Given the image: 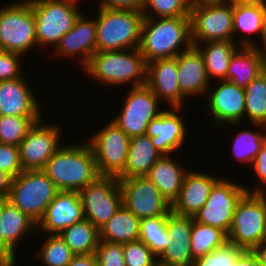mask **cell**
Masks as SVG:
<instances>
[{
    "mask_svg": "<svg viewBox=\"0 0 266 266\" xmlns=\"http://www.w3.org/2000/svg\"><path fill=\"white\" fill-rule=\"evenodd\" d=\"M182 109L170 107L152 119L147 126L146 135L151 137L155 148L162 155L174 154L186 142L188 128L183 122L184 118L180 115Z\"/></svg>",
    "mask_w": 266,
    "mask_h": 266,
    "instance_id": "cell-17",
    "label": "cell"
},
{
    "mask_svg": "<svg viewBox=\"0 0 266 266\" xmlns=\"http://www.w3.org/2000/svg\"><path fill=\"white\" fill-rule=\"evenodd\" d=\"M80 0H30L35 16L38 47L56 46L73 26L79 15Z\"/></svg>",
    "mask_w": 266,
    "mask_h": 266,
    "instance_id": "cell-5",
    "label": "cell"
},
{
    "mask_svg": "<svg viewBox=\"0 0 266 266\" xmlns=\"http://www.w3.org/2000/svg\"><path fill=\"white\" fill-rule=\"evenodd\" d=\"M238 2L246 5H266V0H237Z\"/></svg>",
    "mask_w": 266,
    "mask_h": 266,
    "instance_id": "cell-54",
    "label": "cell"
},
{
    "mask_svg": "<svg viewBox=\"0 0 266 266\" xmlns=\"http://www.w3.org/2000/svg\"><path fill=\"white\" fill-rule=\"evenodd\" d=\"M87 142L94 153L96 168L100 176L117 177L127 162L130 137L111 120Z\"/></svg>",
    "mask_w": 266,
    "mask_h": 266,
    "instance_id": "cell-9",
    "label": "cell"
},
{
    "mask_svg": "<svg viewBox=\"0 0 266 266\" xmlns=\"http://www.w3.org/2000/svg\"><path fill=\"white\" fill-rule=\"evenodd\" d=\"M193 46L201 53L209 80L214 82L216 79L217 81L226 80L230 61L241 45L234 40H229L193 43Z\"/></svg>",
    "mask_w": 266,
    "mask_h": 266,
    "instance_id": "cell-28",
    "label": "cell"
},
{
    "mask_svg": "<svg viewBox=\"0 0 266 266\" xmlns=\"http://www.w3.org/2000/svg\"><path fill=\"white\" fill-rule=\"evenodd\" d=\"M240 184L221 177L213 185L204 206L194 215V220L228 234L237 204L247 193L245 184Z\"/></svg>",
    "mask_w": 266,
    "mask_h": 266,
    "instance_id": "cell-11",
    "label": "cell"
},
{
    "mask_svg": "<svg viewBox=\"0 0 266 266\" xmlns=\"http://www.w3.org/2000/svg\"><path fill=\"white\" fill-rule=\"evenodd\" d=\"M262 8V15H263V28L261 34V42L256 44L260 48V50L266 52V5L261 6ZM261 44V45H260Z\"/></svg>",
    "mask_w": 266,
    "mask_h": 266,
    "instance_id": "cell-53",
    "label": "cell"
},
{
    "mask_svg": "<svg viewBox=\"0 0 266 266\" xmlns=\"http://www.w3.org/2000/svg\"><path fill=\"white\" fill-rule=\"evenodd\" d=\"M263 243H266V232H265V237L263 239Z\"/></svg>",
    "mask_w": 266,
    "mask_h": 266,
    "instance_id": "cell-56",
    "label": "cell"
},
{
    "mask_svg": "<svg viewBox=\"0 0 266 266\" xmlns=\"http://www.w3.org/2000/svg\"><path fill=\"white\" fill-rule=\"evenodd\" d=\"M0 266H15V265L0 251Z\"/></svg>",
    "mask_w": 266,
    "mask_h": 266,
    "instance_id": "cell-55",
    "label": "cell"
},
{
    "mask_svg": "<svg viewBox=\"0 0 266 266\" xmlns=\"http://www.w3.org/2000/svg\"><path fill=\"white\" fill-rule=\"evenodd\" d=\"M193 46L190 15L181 17H144L139 51L146 63L174 58Z\"/></svg>",
    "mask_w": 266,
    "mask_h": 266,
    "instance_id": "cell-1",
    "label": "cell"
},
{
    "mask_svg": "<svg viewBox=\"0 0 266 266\" xmlns=\"http://www.w3.org/2000/svg\"><path fill=\"white\" fill-rule=\"evenodd\" d=\"M162 156L148 135L130 139L127 162L118 179L146 176L154 163Z\"/></svg>",
    "mask_w": 266,
    "mask_h": 266,
    "instance_id": "cell-27",
    "label": "cell"
},
{
    "mask_svg": "<svg viewBox=\"0 0 266 266\" xmlns=\"http://www.w3.org/2000/svg\"><path fill=\"white\" fill-rule=\"evenodd\" d=\"M253 170L255 171L256 177L260 184L258 183V187L254 189H249L248 186H245L248 193H266V142L262 146L260 152L256 155L253 163ZM263 187V188H261Z\"/></svg>",
    "mask_w": 266,
    "mask_h": 266,
    "instance_id": "cell-45",
    "label": "cell"
},
{
    "mask_svg": "<svg viewBox=\"0 0 266 266\" xmlns=\"http://www.w3.org/2000/svg\"><path fill=\"white\" fill-rule=\"evenodd\" d=\"M66 266H98V261L95 254H80L74 255Z\"/></svg>",
    "mask_w": 266,
    "mask_h": 266,
    "instance_id": "cell-48",
    "label": "cell"
},
{
    "mask_svg": "<svg viewBox=\"0 0 266 266\" xmlns=\"http://www.w3.org/2000/svg\"><path fill=\"white\" fill-rule=\"evenodd\" d=\"M266 52L256 45H241L234 53L227 70L226 81L246 88L265 71Z\"/></svg>",
    "mask_w": 266,
    "mask_h": 266,
    "instance_id": "cell-25",
    "label": "cell"
},
{
    "mask_svg": "<svg viewBox=\"0 0 266 266\" xmlns=\"http://www.w3.org/2000/svg\"><path fill=\"white\" fill-rule=\"evenodd\" d=\"M251 251L257 258L260 266H266V243H260Z\"/></svg>",
    "mask_w": 266,
    "mask_h": 266,
    "instance_id": "cell-51",
    "label": "cell"
},
{
    "mask_svg": "<svg viewBox=\"0 0 266 266\" xmlns=\"http://www.w3.org/2000/svg\"><path fill=\"white\" fill-rule=\"evenodd\" d=\"M122 204L140 219L168 215L172 204L146 177L118 179Z\"/></svg>",
    "mask_w": 266,
    "mask_h": 266,
    "instance_id": "cell-14",
    "label": "cell"
},
{
    "mask_svg": "<svg viewBox=\"0 0 266 266\" xmlns=\"http://www.w3.org/2000/svg\"><path fill=\"white\" fill-rule=\"evenodd\" d=\"M227 242L228 234L224 230L193 220L191 231L193 261L224 246Z\"/></svg>",
    "mask_w": 266,
    "mask_h": 266,
    "instance_id": "cell-34",
    "label": "cell"
},
{
    "mask_svg": "<svg viewBox=\"0 0 266 266\" xmlns=\"http://www.w3.org/2000/svg\"><path fill=\"white\" fill-rule=\"evenodd\" d=\"M264 132V133H263ZM266 142V128L255 132L253 130L244 129L234 136L231 152L235 160L243 162L241 164L253 163L256 155L260 152L262 146Z\"/></svg>",
    "mask_w": 266,
    "mask_h": 266,
    "instance_id": "cell-36",
    "label": "cell"
},
{
    "mask_svg": "<svg viewBox=\"0 0 266 266\" xmlns=\"http://www.w3.org/2000/svg\"><path fill=\"white\" fill-rule=\"evenodd\" d=\"M244 250L227 242L224 246L193 261V266H233Z\"/></svg>",
    "mask_w": 266,
    "mask_h": 266,
    "instance_id": "cell-41",
    "label": "cell"
},
{
    "mask_svg": "<svg viewBox=\"0 0 266 266\" xmlns=\"http://www.w3.org/2000/svg\"><path fill=\"white\" fill-rule=\"evenodd\" d=\"M177 57L156 59L147 63L146 85L167 106L184 107L187 98L179 87Z\"/></svg>",
    "mask_w": 266,
    "mask_h": 266,
    "instance_id": "cell-21",
    "label": "cell"
},
{
    "mask_svg": "<svg viewBox=\"0 0 266 266\" xmlns=\"http://www.w3.org/2000/svg\"><path fill=\"white\" fill-rule=\"evenodd\" d=\"M266 232V193H246L237 204L228 242L251 251L263 242Z\"/></svg>",
    "mask_w": 266,
    "mask_h": 266,
    "instance_id": "cell-8",
    "label": "cell"
},
{
    "mask_svg": "<svg viewBox=\"0 0 266 266\" xmlns=\"http://www.w3.org/2000/svg\"><path fill=\"white\" fill-rule=\"evenodd\" d=\"M82 70L103 86L146 85L147 63L138 48L96 51Z\"/></svg>",
    "mask_w": 266,
    "mask_h": 266,
    "instance_id": "cell-3",
    "label": "cell"
},
{
    "mask_svg": "<svg viewBox=\"0 0 266 266\" xmlns=\"http://www.w3.org/2000/svg\"><path fill=\"white\" fill-rule=\"evenodd\" d=\"M84 217L98 230L122 205L121 186L117 177L99 176L79 192Z\"/></svg>",
    "mask_w": 266,
    "mask_h": 266,
    "instance_id": "cell-12",
    "label": "cell"
},
{
    "mask_svg": "<svg viewBox=\"0 0 266 266\" xmlns=\"http://www.w3.org/2000/svg\"><path fill=\"white\" fill-rule=\"evenodd\" d=\"M144 0H99L100 7L122 10H142Z\"/></svg>",
    "mask_w": 266,
    "mask_h": 266,
    "instance_id": "cell-46",
    "label": "cell"
},
{
    "mask_svg": "<svg viewBox=\"0 0 266 266\" xmlns=\"http://www.w3.org/2000/svg\"><path fill=\"white\" fill-rule=\"evenodd\" d=\"M172 155H162L152 166L146 177L156 186L171 204L178 198L183 179L189 169L174 161Z\"/></svg>",
    "mask_w": 266,
    "mask_h": 266,
    "instance_id": "cell-26",
    "label": "cell"
},
{
    "mask_svg": "<svg viewBox=\"0 0 266 266\" xmlns=\"http://www.w3.org/2000/svg\"><path fill=\"white\" fill-rule=\"evenodd\" d=\"M84 219L79 192L58 191L47 206L43 218L38 222L36 231L60 234L64 229Z\"/></svg>",
    "mask_w": 266,
    "mask_h": 266,
    "instance_id": "cell-19",
    "label": "cell"
},
{
    "mask_svg": "<svg viewBox=\"0 0 266 266\" xmlns=\"http://www.w3.org/2000/svg\"><path fill=\"white\" fill-rule=\"evenodd\" d=\"M4 209V199H0V251L16 266V252L18 250H15L5 239L4 235L2 233V221L1 216Z\"/></svg>",
    "mask_w": 266,
    "mask_h": 266,
    "instance_id": "cell-47",
    "label": "cell"
},
{
    "mask_svg": "<svg viewBox=\"0 0 266 266\" xmlns=\"http://www.w3.org/2000/svg\"><path fill=\"white\" fill-rule=\"evenodd\" d=\"M25 76L0 81V115L42 116L40 102ZM34 92V93H33Z\"/></svg>",
    "mask_w": 266,
    "mask_h": 266,
    "instance_id": "cell-23",
    "label": "cell"
},
{
    "mask_svg": "<svg viewBox=\"0 0 266 266\" xmlns=\"http://www.w3.org/2000/svg\"><path fill=\"white\" fill-rule=\"evenodd\" d=\"M12 179L9 174L0 170V199H8Z\"/></svg>",
    "mask_w": 266,
    "mask_h": 266,
    "instance_id": "cell-50",
    "label": "cell"
},
{
    "mask_svg": "<svg viewBox=\"0 0 266 266\" xmlns=\"http://www.w3.org/2000/svg\"><path fill=\"white\" fill-rule=\"evenodd\" d=\"M97 51L137 49L144 15L141 10L109 9L98 6Z\"/></svg>",
    "mask_w": 266,
    "mask_h": 266,
    "instance_id": "cell-4",
    "label": "cell"
},
{
    "mask_svg": "<svg viewBox=\"0 0 266 266\" xmlns=\"http://www.w3.org/2000/svg\"><path fill=\"white\" fill-rule=\"evenodd\" d=\"M193 216L167 215L166 230L170 244L158 257V266H193L191 231Z\"/></svg>",
    "mask_w": 266,
    "mask_h": 266,
    "instance_id": "cell-20",
    "label": "cell"
},
{
    "mask_svg": "<svg viewBox=\"0 0 266 266\" xmlns=\"http://www.w3.org/2000/svg\"><path fill=\"white\" fill-rule=\"evenodd\" d=\"M60 236L75 255L95 254L100 241L99 230L86 219L64 229Z\"/></svg>",
    "mask_w": 266,
    "mask_h": 266,
    "instance_id": "cell-32",
    "label": "cell"
},
{
    "mask_svg": "<svg viewBox=\"0 0 266 266\" xmlns=\"http://www.w3.org/2000/svg\"><path fill=\"white\" fill-rule=\"evenodd\" d=\"M178 83L181 92L187 97L205 96L211 85L203 57L199 50L192 46L177 56Z\"/></svg>",
    "mask_w": 266,
    "mask_h": 266,
    "instance_id": "cell-24",
    "label": "cell"
},
{
    "mask_svg": "<svg viewBox=\"0 0 266 266\" xmlns=\"http://www.w3.org/2000/svg\"><path fill=\"white\" fill-rule=\"evenodd\" d=\"M167 215L143 218L140 222L139 240L159 257L170 244L166 230Z\"/></svg>",
    "mask_w": 266,
    "mask_h": 266,
    "instance_id": "cell-35",
    "label": "cell"
},
{
    "mask_svg": "<svg viewBox=\"0 0 266 266\" xmlns=\"http://www.w3.org/2000/svg\"><path fill=\"white\" fill-rule=\"evenodd\" d=\"M1 218L4 239L15 250L24 236L26 238L33 231L36 232L35 230H37V224L9 202L8 199H4V209Z\"/></svg>",
    "mask_w": 266,
    "mask_h": 266,
    "instance_id": "cell-31",
    "label": "cell"
},
{
    "mask_svg": "<svg viewBox=\"0 0 266 266\" xmlns=\"http://www.w3.org/2000/svg\"><path fill=\"white\" fill-rule=\"evenodd\" d=\"M188 0H144L141 12L144 17L166 18L190 15Z\"/></svg>",
    "mask_w": 266,
    "mask_h": 266,
    "instance_id": "cell-39",
    "label": "cell"
},
{
    "mask_svg": "<svg viewBox=\"0 0 266 266\" xmlns=\"http://www.w3.org/2000/svg\"><path fill=\"white\" fill-rule=\"evenodd\" d=\"M43 116L0 115V143L19 147L34 124Z\"/></svg>",
    "mask_w": 266,
    "mask_h": 266,
    "instance_id": "cell-38",
    "label": "cell"
},
{
    "mask_svg": "<svg viewBox=\"0 0 266 266\" xmlns=\"http://www.w3.org/2000/svg\"><path fill=\"white\" fill-rule=\"evenodd\" d=\"M57 192L43 170H23L12 179L8 201L38 224Z\"/></svg>",
    "mask_w": 266,
    "mask_h": 266,
    "instance_id": "cell-6",
    "label": "cell"
},
{
    "mask_svg": "<svg viewBox=\"0 0 266 266\" xmlns=\"http://www.w3.org/2000/svg\"><path fill=\"white\" fill-rule=\"evenodd\" d=\"M216 83H219L216 87L209 86L205 97L208 102L207 112L214 120V126L217 128L228 124V127H239L245 118V88L226 80H218Z\"/></svg>",
    "mask_w": 266,
    "mask_h": 266,
    "instance_id": "cell-16",
    "label": "cell"
},
{
    "mask_svg": "<svg viewBox=\"0 0 266 266\" xmlns=\"http://www.w3.org/2000/svg\"><path fill=\"white\" fill-rule=\"evenodd\" d=\"M54 54L58 57L78 58L79 68L82 70L90 61L91 56L97 51L96 47V18L89 19L81 13L74 26L61 37Z\"/></svg>",
    "mask_w": 266,
    "mask_h": 266,
    "instance_id": "cell-18",
    "label": "cell"
},
{
    "mask_svg": "<svg viewBox=\"0 0 266 266\" xmlns=\"http://www.w3.org/2000/svg\"><path fill=\"white\" fill-rule=\"evenodd\" d=\"M44 243L33 255L42 266H66L74 257V253L60 234H47Z\"/></svg>",
    "mask_w": 266,
    "mask_h": 266,
    "instance_id": "cell-37",
    "label": "cell"
},
{
    "mask_svg": "<svg viewBox=\"0 0 266 266\" xmlns=\"http://www.w3.org/2000/svg\"><path fill=\"white\" fill-rule=\"evenodd\" d=\"M233 266H260L252 251L244 250L236 259Z\"/></svg>",
    "mask_w": 266,
    "mask_h": 266,
    "instance_id": "cell-49",
    "label": "cell"
},
{
    "mask_svg": "<svg viewBox=\"0 0 266 266\" xmlns=\"http://www.w3.org/2000/svg\"><path fill=\"white\" fill-rule=\"evenodd\" d=\"M61 127L44 123L43 118L36 122L19 145L23 170H43L47 161L62 146ZM61 143V144H60Z\"/></svg>",
    "mask_w": 266,
    "mask_h": 266,
    "instance_id": "cell-15",
    "label": "cell"
},
{
    "mask_svg": "<svg viewBox=\"0 0 266 266\" xmlns=\"http://www.w3.org/2000/svg\"><path fill=\"white\" fill-rule=\"evenodd\" d=\"M188 1L190 4V8H195V7L206 6V5H220L230 0H188Z\"/></svg>",
    "mask_w": 266,
    "mask_h": 266,
    "instance_id": "cell-52",
    "label": "cell"
},
{
    "mask_svg": "<svg viewBox=\"0 0 266 266\" xmlns=\"http://www.w3.org/2000/svg\"><path fill=\"white\" fill-rule=\"evenodd\" d=\"M245 118L251 126L266 128V72L261 73L245 88Z\"/></svg>",
    "mask_w": 266,
    "mask_h": 266,
    "instance_id": "cell-33",
    "label": "cell"
},
{
    "mask_svg": "<svg viewBox=\"0 0 266 266\" xmlns=\"http://www.w3.org/2000/svg\"><path fill=\"white\" fill-rule=\"evenodd\" d=\"M141 219L123 204L117 212L99 229V239L126 244L139 240Z\"/></svg>",
    "mask_w": 266,
    "mask_h": 266,
    "instance_id": "cell-29",
    "label": "cell"
},
{
    "mask_svg": "<svg viewBox=\"0 0 266 266\" xmlns=\"http://www.w3.org/2000/svg\"><path fill=\"white\" fill-rule=\"evenodd\" d=\"M192 43L234 40L233 0L191 8Z\"/></svg>",
    "mask_w": 266,
    "mask_h": 266,
    "instance_id": "cell-13",
    "label": "cell"
},
{
    "mask_svg": "<svg viewBox=\"0 0 266 266\" xmlns=\"http://www.w3.org/2000/svg\"><path fill=\"white\" fill-rule=\"evenodd\" d=\"M0 170L12 178L23 171L19 147L0 143Z\"/></svg>",
    "mask_w": 266,
    "mask_h": 266,
    "instance_id": "cell-44",
    "label": "cell"
},
{
    "mask_svg": "<svg viewBox=\"0 0 266 266\" xmlns=\"http://www.w3.org/2000/svg\"><path fill=\"white\" fill-rule=\"evenodd\" d=\"M222 176L190 169L186 172L178 198L172 203V212L180 216H193L206 203L213 185Z\"/></svg>",
    "mask_w": 266,
    "mask_h": 266,
    "instance_id": "cell-22",
    "label": "cell"
},
{
    "mask_svg": "<svg viewBox=\"0 0 266 266\" xmlns=\"http://www.w3.org/2000/svg\"><path fill=\"white\" fill-rule=\"evenodd\" d=\"M125 266H158V257L140 240L123 244Z\"/></svg>",
    "mask_w": 266,
    "mask_h": 266,
    "instance_id": "cell-40",
    "label": "cell"
},
{
    "mask_svg": "<svg viewBox=\"0 0 266 266\" xmlns=\"http://www.w3.org/2000/svg\"><path fill=\"white\" fill-rule=\"evenodd\" d=\"M127 93L120 112L111 121L130 138L145 135L150 121L164 111L160 100L147 85L130 87Z\"/></svg>",
    "mask_w": 266,
    "mask_h": 266,
    "instance_id": "cell-10",
    "label": "cell"
},
{
    "mask_svg": "<svg viewBox=\"0 0 266 266\" xmlns=\"http://www.w3.org/2000/svg\"><path fill=\"white\" fill-rule=\"evenodd\" d=\"M95 255L98 266H125L123 244L100 240Z\"/></svg>",
    "mask_w": 266,
    "mask_h": 266,
    "instance_id": "cell-42",
    "label": "cell"
},
{
    "mask_svg": "<svg viewBox=\"0 0 266 266\" xmlns=\"http://www.w3.org/2000/svg\"><path fill=\"white\" fill-rule=\"evenodd\" d=\"M262 28L263 15L261 6L246 5L233 0V32L234 36L236 35L234 42H237L235 39L239 34L240 39L237 42L239 45H256V40L252 39H256L253 35L256 34L261 39Z\"/></svg>",
    "mask_w": 266,
    "mask_h": 266,
    "instance_id": "cell-30",
    "label": "cell"
},
{
    "mask_svg": "<svg viewBox=\"0 0 266 266\" xmlns=\"http://www.w3.org/2000/svg\"><path fill=\"white\" fill-rule=\"evenodd\" d=\"M43 171L58 191L80 192L100 175L88 142L62 145L47 161Z\"/></svg>",
    "mask_w": 266,
    "mask_h": 266,
    "instance_id": "cell-2",
    "label": "cell"
},
{
    "mask_svg": "<svg viewBox=\"0 0 266 266\" xmlns=\"http://www.w3.org/2000/svg\"><path fill=\"white\" fill-rule=\"evenodd\" d=\"M22 59V54L0 50V81L21 78L24 74Z\"/></svg>",
    "mask_w": 266,
    "mask_h": 266,
    "instance_id": "cell-43",
    "label": "cell"
},
{
    "mask_svg": "<svg viewBox=\"0 0 266 266\" xmlns=\"http://www.w3.org/2000/svg\"><path fill=\"white\" fill-rule=\"evenodd\" d=\"M18 2L0 8V50L27 56L38 46L35 16L30 0Z\"/></svg>",
    "mask_w": 266,
    "mask_h": 266,
    "instance_id": "cell-7",
    "label": "cell"
}]
</instances>
